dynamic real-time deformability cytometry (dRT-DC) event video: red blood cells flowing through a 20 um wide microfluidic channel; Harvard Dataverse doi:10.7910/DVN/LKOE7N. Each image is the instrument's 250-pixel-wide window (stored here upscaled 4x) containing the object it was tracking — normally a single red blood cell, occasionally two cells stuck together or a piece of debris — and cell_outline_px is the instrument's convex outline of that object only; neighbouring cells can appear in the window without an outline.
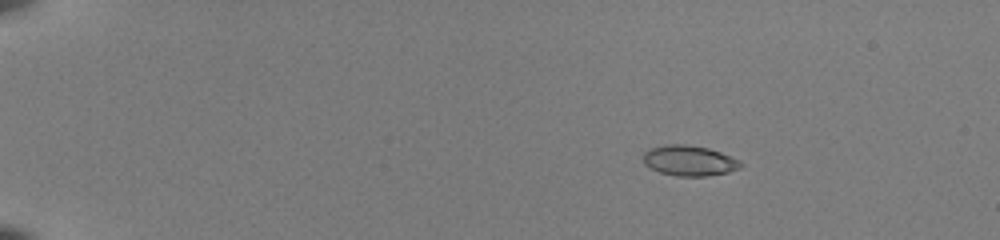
{"species": "common noctule bat (a hibernating species)", "species_latin": "Nyctalus noctula", "temperature_condition": "room temperature", "stored_images_in_passage": 44, "camera_frame_rate_fps": 3000, "um_per_image_px": 0.085, "animal": {"sex": "female", "body_mass_g": 22.0, "forearm_length_mm": 56.7}, "frame": {"image": 1, "passage_image": 1, "time_ms": 0.0, "image_size_px": [1000, 240], "cell_outline_px": [[744, 164], [740, 168], [728, 172], [708, 176], [676, 176], [660, 172], [644, 164], [644, 152], [648, 148], [664, 144], [684, 144], [708, 148], [720, 152], [740, 160]], "centroid_in_image_um": [58.59, 13.65], "position_along_channel_um": 26.4, "area_um2": 17.34}}
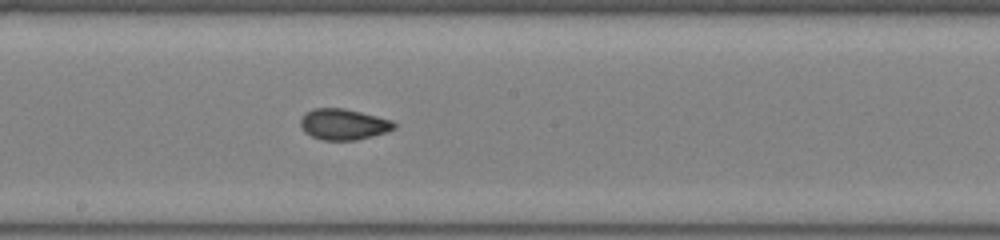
{"frame": {"image": 2, "passage_image": 24, "time_ms": 7.667, "image_size_px": [1000, 240], "cell_outline_px": [[396, 128], [388, 132], [356, 140], [320, 140], [304, 132], [300, 124], [300, 120], [304, 112], [312, 108], [344, 108], [392, 120], [396, 124]], "centroid_in_image_um": [29.18, 10.56], "position_along_channel_um": 219.0, "area_um2": 17.05}}
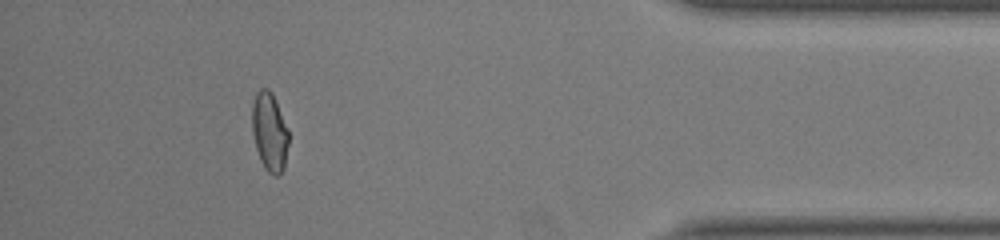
{"frame": {"image": 3, "passage_image": 41, "time_ms": 13.333, "image_size_px": [1000, 240], "cell_outline_px": [[288, 144], [284, 168], [280, 176], [276, 176], [268, 172], [264, 168], [260, 160], [256, 148], [252, 132], [252, 104], [256, 92], [260, 88], [268, 88], [272, 92], [288, 128]], "centroid_in_image_um": [22.91, 11.21], "position_along_channel_um": 412.3, "area_um2": 16.94}}